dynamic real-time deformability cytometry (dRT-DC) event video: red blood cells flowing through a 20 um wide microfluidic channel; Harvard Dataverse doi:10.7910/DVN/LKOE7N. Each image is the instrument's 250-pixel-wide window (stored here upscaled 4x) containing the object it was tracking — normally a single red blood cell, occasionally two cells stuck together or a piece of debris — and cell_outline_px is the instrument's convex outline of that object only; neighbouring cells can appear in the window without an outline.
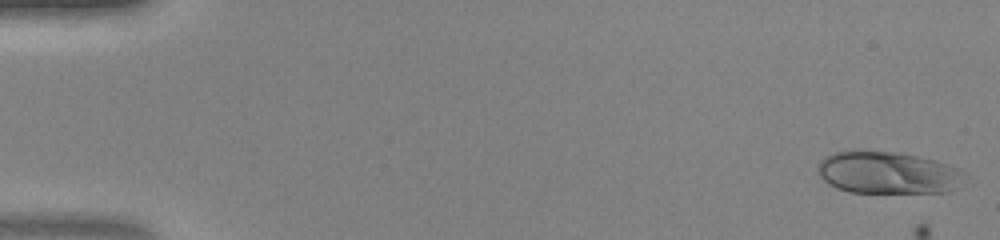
{"species": "human", "species_latin": "Homo sapiens", "temperature_condition": "warm", "stored_images_in_passage": 8, "camera_frame_rate_fps": 3000, "um_per_image_px": 0.085, "donor": {"sex": "female"}, "frame": {"image": 1, "passage_image": 1, "time_ms": 0.0, "image_size_px": [1000, 240], "cell_outline_px": [[964, 172], [956, 188], [948, 192], [848, 192], [836, 188], [828, 184], [820, 176], [820, 160], [824, 156], [836, 152], [892, 152], [916, 156], [936, 160], [948, 164]], "centroid_in_image_um": [75.45, 14.7], "position_along_channel_um": 9.5, "area_um2": 35.32}}